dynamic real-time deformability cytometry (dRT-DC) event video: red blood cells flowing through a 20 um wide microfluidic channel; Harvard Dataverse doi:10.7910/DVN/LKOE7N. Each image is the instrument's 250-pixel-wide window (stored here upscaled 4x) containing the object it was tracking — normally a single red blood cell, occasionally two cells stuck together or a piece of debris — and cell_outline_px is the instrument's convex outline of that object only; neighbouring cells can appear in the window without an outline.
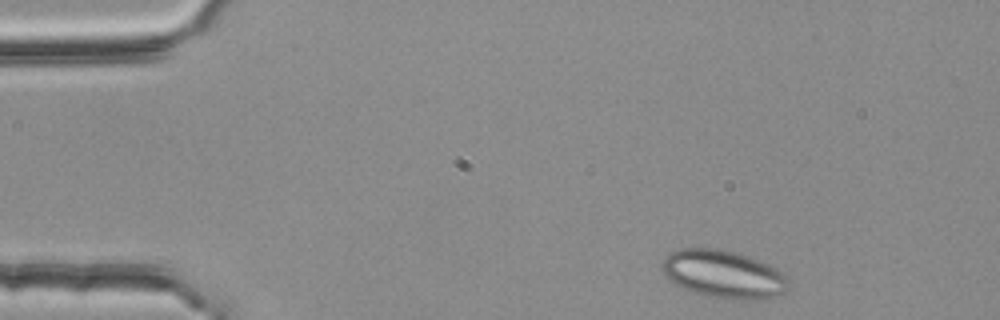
{"species": "common noctule bat (a hibernating species)", "species_latin": "Nyctalus noctula", "temperature_condition": "room temperature", "stored_images_in_passage": 3, "camera_frame_rate_fps": 3000, "um_per_image_px": 0.085, "animal": {"sex": "female", "body_mass_g": 25.1}, "frame": {"image": 1, "passage_image": 1, "time_ms": 0.0, "image_size_px": [1000, 320], "cell_outline_px": [[788, 288], [784, 292], [776, 296], [764, 300], [732, 300], [704, 296], [680, 288], [664, 276], [660, 268], [660, 264], [672, 252], [680, 248], [720, 248], [736, 252], [748, 256], [768, 264], [776, 268], [788, 276]], "centroid_in_image_um": [61.49, 23.33], "position_along_channel_um": 23.5, "area_um2": 36.01}}